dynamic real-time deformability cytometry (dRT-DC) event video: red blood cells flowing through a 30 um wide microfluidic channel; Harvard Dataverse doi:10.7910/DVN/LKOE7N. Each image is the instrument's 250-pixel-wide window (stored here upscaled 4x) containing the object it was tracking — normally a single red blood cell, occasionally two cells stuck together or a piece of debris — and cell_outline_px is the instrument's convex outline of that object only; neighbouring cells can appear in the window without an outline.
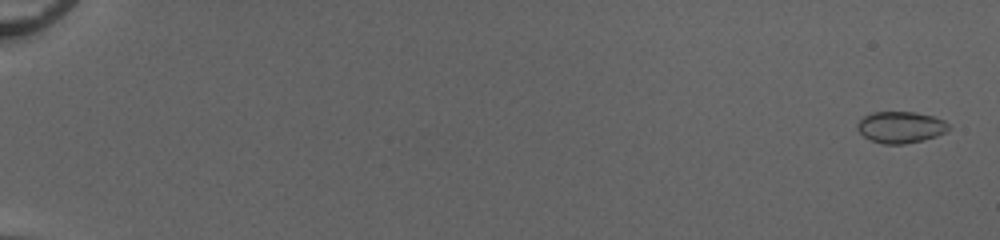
{"species": "common noctule bat (a hibernating species)", "species_latin": "Nyctalus noctula", "temperature_condition": "cold", "stored_images_in_passage": 53, "camera_frame_rate_fps": 3000, "um_per_image_px": 0.085, "animal": {"sex": "female", "body_mass_g": 20.0, "forearm_length_mm": 54.0}, "frame": {"image": 1, "passage_image": 2, "time_ms": 0.333, "image_size_px": [1000, 240], "cell_outline_px": [[952, 128], [948, 132], [924, 140], [904, 144], [884, 144], [872, 140], [864, 136], [856, 128], [856, 124], [864, 116], [872, 112], [916, 112], [932, 116], [944, 120]], "centroid_in_image_um": [76.59, 10.81], "position_along_channel_um": 8.4, "area_um2": 16.88}}
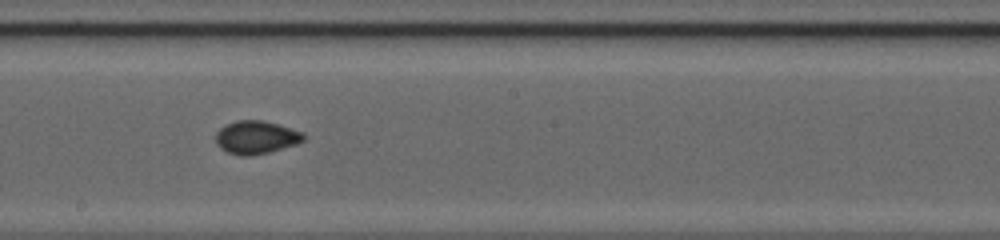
{"frame": {"image": 2, "passage_image": 33, "time_ms": 10.667, "image_size_px": [1000, 240], "cell_outline_px": [[308, 136], [304, 140], [296, 144], [268, 152], [252, 156], [240, 156], [228, 152], [220, 148], [216, 144], [216, 132], [224, 124], [236, 120], [264, 120], [304, 132]], "centroid_in_image_um": [21.77, 11.66], "position_along_channel_um": 226.4, "area_um2": 17.17}}
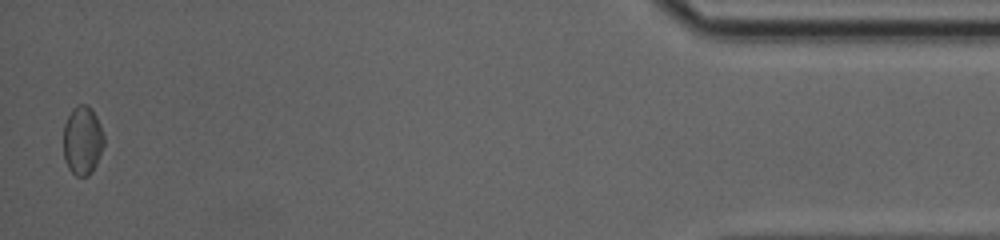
{"frame": {"image": 3, "passage_image": 53, "time_ms": 17.333, "image_size_px": [1000, 240], "cell_outline_px": [[104, 144], [96, 164], [92, 172], [88, 176], [76, 176], [68, 168], [64, 156], [64, 124], [72, 108], [80, 104], [88, 104], [92, 108], [100, 124], [104, 136]], "centroid_in_image_um": [7.02, 11.92], "position_along_channel_um": 428.2, "area_um2": 16.3}, "authors_computed_cell_mechanics": {"area_um2": 16.3574, "velocity_mm_per_s": 4.112, "shape_relaxation_time_tau1_ms": 4.5419, "shape_relaxation_time_tau2_ms": 4.7615, "deformation_change_tau1": 0.0816, "deformation_change_tau2": 0.0462}}